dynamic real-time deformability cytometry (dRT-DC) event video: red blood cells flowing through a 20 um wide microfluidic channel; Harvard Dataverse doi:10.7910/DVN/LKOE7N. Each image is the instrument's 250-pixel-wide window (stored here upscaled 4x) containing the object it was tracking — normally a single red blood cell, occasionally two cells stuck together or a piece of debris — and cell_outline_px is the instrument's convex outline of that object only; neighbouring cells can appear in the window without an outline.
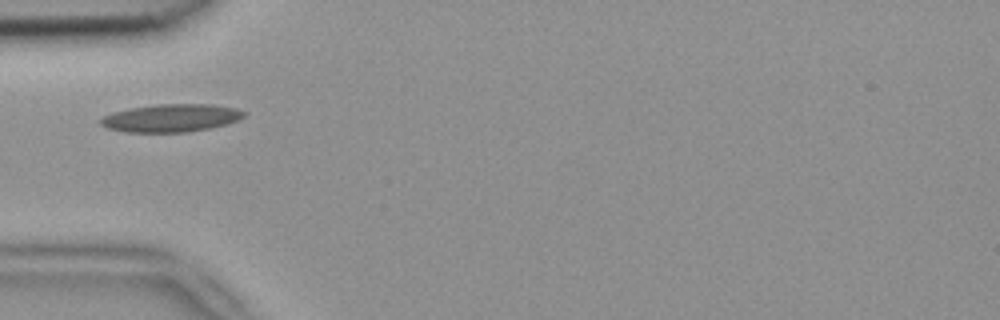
{"species": "common noctule bat (a hibernating species)", "species_latin": "Nyctalus noctula", "temperature_condition": "room temperature", "stored_images_in_passage": 2, "camera_frame_rate_fps": 3000, "um_per_image_px": 0.085, "animal": {"sex": "female", "body_mass_g": 18.4}, "frame": {"image": 1, "passage_image": 1, "time_ms": 0.0, "image_size_px": [1000, 320], "cell_outline_px": [[248, 112], [244, 116], [228, 124], [188, 132], [124, 132], [108, 128], [100, 124], [100, 120], [104, 116], [112, 112], [128, 108], [156, 104], [212, 104], [236, 108]], "centroid_in_image_um": [14.54, 10.02], "position_along_channel_um": 70.5, "area_um2": 23.35}}